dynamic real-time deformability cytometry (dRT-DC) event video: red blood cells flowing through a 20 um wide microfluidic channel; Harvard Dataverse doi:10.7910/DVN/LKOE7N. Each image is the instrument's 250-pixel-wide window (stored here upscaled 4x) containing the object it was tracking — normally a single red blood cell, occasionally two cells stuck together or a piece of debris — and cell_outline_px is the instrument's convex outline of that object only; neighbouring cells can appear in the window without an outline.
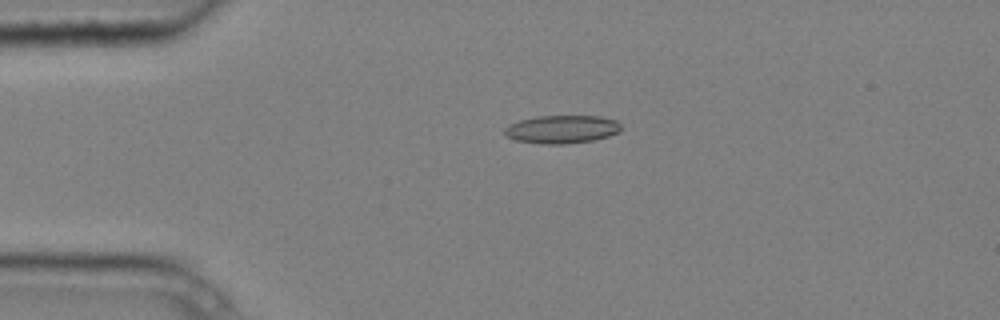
{"species": "common noctule bat (a hibernating species)", "species_latin": "Nyctalus noctula", "temperature_condition": "cold", "stored_images_in_passage": 5, "camera_frame_rate_fps": 3000, "um_per_image_px": 0.085, "animal": {"sex": "male", "body_mass_g": 20.4}, "frame": {"image": 1, "passage_image": 4, "time_ms": 1.0, "image_size_px": [1000, 320], "cell_outline_px": [[620, 132], [608, 136], [592, 140], [568, 144], [540, 144], [516, 140], [504, 136], [504, 128], [508, 124], [520, 120], [536, 116], [600, 116], [616, 120], [620, 124]], "centroid_in_image_um": [47.72, 10.99], "position_along_channel_um": 37.3, "area_um2": 19.25}}